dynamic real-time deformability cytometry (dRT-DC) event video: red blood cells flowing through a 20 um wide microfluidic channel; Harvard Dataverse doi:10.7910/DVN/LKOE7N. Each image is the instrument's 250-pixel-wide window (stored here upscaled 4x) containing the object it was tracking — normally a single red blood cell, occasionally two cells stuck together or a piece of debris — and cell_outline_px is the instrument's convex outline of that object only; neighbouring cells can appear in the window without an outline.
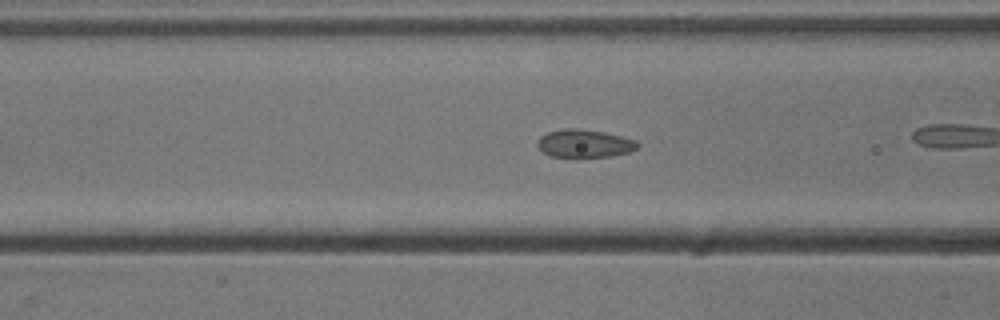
{"species": "common noctule bat (a hibernating species)", "species_latin": "Nyctalus noctula", "temperature_condition": "cold", "stored_images_in_passage": 18, "camera_frame_rate_fps": 3000, "um_per_image_px": 0.085, "animal": {"sex": "male", "body_mass_g": 13.3}, "frame": {"image": 1, "passage_image": 16, "time_ms": 5.0, "image_size_px": [1000, 320], "cell_outline_px": [[640, 144], [636, 148], [628, 152], [612, 156], [576, 160], [548, 156], [536, 144], [536, 140], [540, 136], [548, 132], [564, 128], [580, 128], [604, 132], [636, 140]], "centroid_in_image_um": [49.63, 12.24], "position_along_channel_um": 117.0, "area_um2": 17.11}}